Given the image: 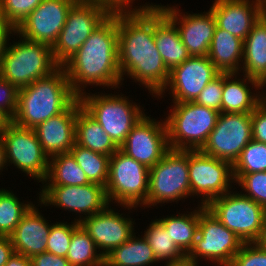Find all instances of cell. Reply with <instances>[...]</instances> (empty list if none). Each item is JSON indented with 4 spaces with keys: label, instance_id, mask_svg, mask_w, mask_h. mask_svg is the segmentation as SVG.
I'll return each instance as SVG.
<instances>
[{
    "label": "cell",
    "instance_id": "44",
    "mask_svg": "<svg viewBox=\"0 0 266 266\" xmlns=\"http://www.w3.org/2000/svg\"><path fill=\"white\" fill-rule=\"evenodd\" d=\"M30 261L31 266H71L66 257L57 256L47 251L33 255Z\"/></svg>",
    "mask_w": 266,
    "mask_h": 266
},
{
    "label": "cell",
    "instance_id": "2",
    "mask_svg": "<svg viewBox=\"0 0 266 266\" xmlns=\"http://www.w3.org/2000/svg\"><path fill=\"white\" fill-rule=\"evenodd\" d=\"M62 66L73 92L78 97L85 93L80 84L96 83L117 88L123 79L118 63L117 8L113 9Z\"/></svg>",
    "mask_w": 266,
    "mask_h": 266
},
{
    "label": "cell",
    "instance_id": "50",
    "mask_svg": "<svg viewBox=\"0 0 266 266\" xmlns=\"http://www.w3.org/2000/svg\"><path fill=\"white\" fill-rule=\"evenodd\" d=\"M5 163L7 162H6V157H5L4 142H3L2 135L0 134V170L4 168L3 166L6 165Z\"/></svg>",
    "mask_w": 266,
    "mask_h": 266
},
{
    "label": "cell",
    "instance_id": "3",
    "mask_svg": "<svg viewBox=\"0 0 266 266\" xmlns=\"http://www.w3.org/2000/svg\"><path fill=\"white\" fill-rule=\"evenodd\" d=\"M78 96L73 92L64 66L18 91V108L11 120L34 129L38 124L65 111Z\"/></svg>",
    "mask_w": 266,
    "mask_h": 266
},
{
    "label": "cell",
    "instance_id": "39",
    "mask_svg": "<svg viewBox=\"0 0 266 266\" xmlns=\"http://www.w3.org/2000/svg\"><path fill=\"white\" fill-rule=\"evenodd\" d=\"M78 224L79 221L77 219V222L75 220L71 225L66 223L58 224V222L51 225L46 251L57 256L66 257L70 247L72 233Z\"/></svg>",
    "mask_w": 266,
    "mask_h": 266
},
{
    "label": "cell",
    "instance_id": "29",
    "mask_svg": "<svg viewBox=\"0 0 266 266\" xmlns=\"http://www.w3.org/2000/svg\"><path fill=\"white\" fill-rule=\"evenodd\" d=\"M131 236L125 243L104 256V266H147L157 261L145 237Z\"/></svg>",
    "mask_w": 266,
    "mask_h": 266
},
{
    "label": "cell",
    "instance_id": "40",
    "mask_svg": "<svg viewBox=\"0 0 266 266\" xmlns=\"http://www.w3.org/2000/svg\"><path fill=\"white\" fill-rule=\"evenodd\" d=\"M224 86V73H220L209 82L194 101L199 105L222 112V93Z\"/></svg>",
    "mask_w": 266,
    "mask_h": 266
},
{
    "label": "cell",
    "instance_id": "15",
    "mask_svg": "<svg viewBox=\"0 0 266 266\" xmlns=\"http://www.w3.org/2000/svg\"><path fill=\"white\" fill-rule=\"evenodd\" d=\"M119 149L150 169L170 150L166 122L162 124L144 115Z\"/></svg>",
    "mask_w": 266,
    "mask_h": 266
},
{
    "label": "cell",
    "instance_id": "43",
    "mask_svg": "<svg viewBox=\"0 0 266 266\" xmlns=\"http://www.w3.org/2000/svg\"><path fill=\"white\" fill-rule=\"evenodd\" d=\"M260 97V104L252 112V139L266 143V96Z\"/></svg>",
    "mask_w": 266,
    "mask_h": 266
},
{
    "label": "cell",
    "instance_id": "10",
    "mask_svg": "<svg viewBox=\"0 0 266 266\" xmlns=\"http://www.w3.org/2000/svg\"><path fill=\"white\" fill-rule=\"evenodd\" d=\"M190 195L188 151L170 149L149 170L147 205Z\"/></svg>",
    "mask_w": 266,
    "mask_h": 266
},
{
    "label": "cell",
    "instance_id": "12",
    "mask_svg": "<svg viewBox=\"0 0 266 266\" xmlns=\"http://www.w3.org/2000/svg\"><path fill=\"white\" fill-rule=\"evenodd\" d=\"M251 120L252 113L221 112L200 151L233 165L241 151L252 140Z\"/></svg>",
    "mask_w": 266,
    "mask_h": 266
},
{
    "label": "cell",
    "instance_id": "14",
    "mask_svg": "<svg viewBox=\"0 0 266 266\" xmlns=\"http://www.w3.org/2000/svg\"><path fill=\"white\" fill-rule=\"evenodd\" d=\"M190 195H204L202 205L207 206L213 199L228 193L233 166L224 161L202 153L200 150L188 151ZM232 177V178H230Z\"/></svg>",
    "mask_w": 266,
    "mask_h": 266
},
{
    "label": "cell",
    "instance_id": "52",
    "mask_svg": "<svg viewBox=\"0 0 266 266\" xmlns=\"http://www.w3.org/2000/svg\"><path fill=\"white\" fill-rule=\"evenodd\" d=\"M10 122V120L2 114L0 111V134L4 131L5 126Z\"/></svg>",
    "mask_w": 266,
    "mask_h": 266
},
{
    "label": "cell",
    "instance_id": "30",
    "mask_svg": "<svg viewBox=\"0 0 266 266\" xmlns=\"http://www.w3.org/2000/svg\"><path fill=\"white\" fill-rule=\"evenodd\" d=\"M206 208L201 205L199 210L188 215H179L159 219L158 221L166 229L172 241L185 254L188 255L192 250L198 233L200 213ZM187 251V252H186Z\"/></svg>",
    "mask_w": 266,
    "mask_h": 266
},
{
    "label": "cell",
    "instance_id": "19",
    "mask_svg": "<svg viewBox=\"0 0 266 266\" xmlns=\"http://www.w3.org/2000/svg\"><path fill=\"white\" fill-rule=\"evenodd\" d=\"M107 206L103 211L79 219V224L95 242L97 248L105 250L106 256L112 249L125 243L133 235V224Z\"/></svg>",
    "mask_w": 266,
    "mask_h": 266
},
{
    "label": "cell",
    "instance_id": "48",
    "mask_svg": "<svg viewBox=\"0 0 266 266\" xmlns=\"http://www.w3.org/2000/svg\"><path fill=\"white\" fill-rule=\"evenodd\" d=\"M255 243L259 247L266 249V214H265V217L263 220V225L261 228L260 235H259L258 239L255 241Z\"/></svg>",
    "mask_w": 266,
    "mask_h": 266
},
{
    "label": "cell",
    "instance_id": "47",
    "mask_svg": "<svg viewBox=\"0 0 266 266\" xmlns=\"http://www.w3.org/2000/svg\"><path fill=\"white\" fill-rule=\"evenodd\" d=\"M5 266H31L30 257L14 252Z\"/></svg>",
    "mask_w": 266,
    "mask_h": 266
},
{
    "label": "cell",
    "instance_id": "4",
    "mask_svg": "<svg viewBox=\"0 0 266 266\" xmlns=\"http://www.w3.org/2000/svg\"><path fill=\"white\" fill-rule=\"evenodd\" d=\"M52 46L23 38L7 47L0 63V75L18 89L55 71Z\"/></svg>",
    "mask_w": 266,
    "mask_h": 266
},
{
    "label": "cell",
    "instance_id": "23",
    "mask_svg": "<svg viewBox=\"0 0 266 266\" xmlns=\"http://www.w3.org/2000/svg\"><path fill=\"white\" fill-rule=\"evenodd\" d=\"M34 206L21 218L10 235L14 252L30 258L46 251L51 229V225H48Z\"/></svg>",
    "mask_w": 266,
    "mask_h": 266
},
{
    "label": "cell",
    "instance_id": "49",
    "mask_svg": "<svg viewBox=\"0 0 266 266\" xmlns=\"http://www.w3.org/2000/svg\"><path fill=\"white\" fill-rule=\"evenodd\" d=\"M196 264H197L196 262L186 257L185 259L178 262H171V263L168 262L166 266H197Z\"/></svg>",
    "mask_w": 266,
    "mask_h": 266
},
{
    "label": "cell",
    "instance_id": "32",
    "mask_svg": "<svg viewBox=\"0 0 266 266\" xmlns=\"http://www.w3.org/2000/svg\"><path fill=\"white\" fill-rule=\"evenodd\" d=\"M97 246L89 234L78 224L70 242L66 259L71 266H104V255L97 254Z\"/></svg>",
    "mask_w": 266,
    "mask_h": 266
},
{
    "label": "cell",
    "instance_id": "33",
    "mask_svg": "<svg viewBox=\"0 0 266 266\" xmlns=\"http://www.w3.org/2000/svg\"><path fill=\"white\" fill-rule=\"evenodd\" d=\"M70 153L90 182L106 186L109 175L110 156L94 152L76 143L70 149Z\"/></svg>",
    "mask_w": 266,
    "mask_h": 266
},
{
    "label": "cell",
    "instance_id": "7",
    "mask_svg": "<svg viewBox=\"0 0 266 266\" xmlns=\"http://www.w3.org/2000/svg\"><path fill=\"white\" fill-rule=\"evenodd\" d=\"M149 168L118 149L110 156L109 175L105 186L108 201L133 208L138 203L147 206Z\"/></svg>",
    "mask_w": 266,
    "mask_h": 266
},
{
    "label": "cell",
    "instance_id": "20",
    "mask_svg": "<svg viewBox=\"0 0 266 266\" xmlns=\"http://www.w3.org/2000/svg\"><path fill=\"white\" fill-rule=\"evenodd\" d=\"M178 13L176 7L154 5L155 44L169 71L190 57L176 28Z\"/></svg>",
    "mask_w": 266,
    "mask_h": 266
},
{
    "label": "cell",
    "instance_id": "54",
    "mask_svg": "<svg viewBox=\"0 0 266 266\" xmlns=\"http://www.w3.org/2000/svg\"><path fill=\"white\" fill-rule=\"evenodd\" d=\"M256 4H258L263 10H266V0H256Z\"/></svg>",
    "mask_w": 266,
    "mask_h": 266
},
{
    "label": "cell",
    "instance_id": "1",
    "mask_svg": "<svg viewBox=\"0 0 266 266\" xmlns=\"http://www.w3.org/2000/svg\"><path fill=\"white\" fill-rule=\"evenodd\" d=\"M117 8L118 63L121 78L127 72L159 96L166 89L170 71L156 48L154 6L132 11Z\"/></svg>",
    "mask_w": 266,
    "mask_h": 266
},
{
    "label": "cell",
    "instance_id": "31",
    "mask_svg": "<svg viewBox=\"0 0 266 266\" xmlns=\"http://www.w3.org/2000/svg\"><path fill=\"white\" fill-rule=\"evenodd\" d=\"M50 159L52 161L49 162L45 178V183L48 179L51 182L48 186H78L91 183L70 152L57 154Z\"/></svg>",
    "mask_w": 266,
    "mask_h": 266
},
{
    "label": "cell",
    "instance_id": "16",
    "mask_svg": "<svg viewBox=\"0 0 266 266\" xmlns=\"http://www.w3.org/2000/svg\"><path fill=\"white\" fill-rule=\"evenodd\" d=\"M73 0H43L15 28L21 37L53 46L64 27Z\"/></svg>",
    "mask_w": 266,
    "mask_h": 266
},
{
    "label": "cell",
    "instance_id": "45",
    "mask_svg": "<svg viewBox=\"0 0 266 266\" xmlns=\"http://www.w3.org/2000/svg\"><path fill=\"white\" fill-rule=\"evenodd\" d=\"M14 254V247L10 236H0V266H5Z\"/></svg>",
    "mask_w": 266,
    "mask_h": 266
},
{
    "label": "cell",
    "instance_id": "5",
    "mask_svg": "<svg viewBox=\"0 0 266 266\" xmlns=\"http://www.w3.org/2000/svg\"><path fill=\"white\" fill-rule=\"evenodd\" d=\"M220 112L194 101L175 103L166 118L170 149L197 151L205 145Z\"/></svg>",
    "mask_w": 266,
    "mask_h": 266
},
{
    "label": "cell",
    "instance_id": "17",
    "mask_svg": "<svg viewBox=\"0 0 266 266\" xmlns=\"http://www.w3.org/2000/svg\"><path fill=\"white\" fill-rule=\"evenodd\" d=\"M39 195L44 205L50 203L72 212L86 213L88 217L109 205L105 186L92 182L78 186H45Z\"/></svg>",
    "mask_w": 266,
    "mask_h": 266
},
{
    "label": "cell",
    "instance_id": "11",
    "mask_svg": "<svg viewBox=\"0 0 266 266\" xmlns=\"http://www.w3.org/2000/svg\"><path fill=\"white\" fill-rule=\"evenodd\" d=\"M243 244L233 231L205 208L200 213L194 246L186 257L197 263V257L204 256L221 266H228Z\"/></svg>",
    "mask_w": 266,
    "mask_h": 266
},
{
    "label": "cell",
    "instance_id": "34",
    "mask_svg": "<svg viewBox=\"0 0 266 266\" xmlns=\"http://www.w3.org/2000/svg\"><path fill=\"white\" fill-rule=\"evenodd\" d=\"M144 234L145 239L153 250L157 262L169 259L167 263H171L186 258V255L177 247L174 241H172L171 236L158 219L150 224L149 229H147Z\"/></svg>",
    "mask_w": 266,
    "mask_h": 266
},
{
    "label": "cell",
    "instance_id": "51",
    "mask_svg": "<svg viewBox=\"0 0 266 266\" xmlns=\"http://www.w3.org/2000/svg\"><path fill=\"white\" fill-rule=\"evenodd\" d=\"M114 8H125L128 7L133 0H107Z\"/></svg>",
    "mask_w": 266,
    "mask_h": 266
},
{
    "label": "cell",
    "instance_id": "38",
    "mask_svg": "<svg viewBox=\"0 0 266 266\" xmlns=\"http://www.w3.org/2000/svg\"><path fill=\"white\" fill-rule=\"evenodd\" d=\"M234 180L247 191L245 197L261 205L266 210V171L248 174H233Z\"/></svg>",
    "mask_w": 266,
    "mask_h": 266
},
{
    "label": "cell",
    "instance_id": "24",
    "mask_svg": "<svg viewBox=\"0 0 266 266\" xmlns=\"http://www.w3.org/2000/svg\"><path fill=\"white\" fill-rule=\"evenodd\" d=\"M176 28L179 31L182 43L190 56H207L214 31L216 20L210 10L206 14L183 15Z\"/></svg>",
    "mask_w": 266,
    "mask_h": 266
},
{
    "label": "cell",
    "instance_id": "25",
    "mask_svg": "<svg viewBox=\"0 0 266 266\" xmlns=\"http://www.w3.org/2000/svg\"><path fill=\"white\" fill-rule=\"evenodd\" d=\"M243 47L244 40L216 26L207 56L220 73L236 74Z\"/></svg>",
    "mask_w": 266,
    "mask_h": 266
},
{
    "label": "cell",
    "instance_id": "22",
    "mask_svg": "<svg viewBox=\"0 0 266 266\" xmlns=\"http://www.w3.org/2000/svg\"><path fill=\"white\" fill-rule=\"evenodd\" d=\"M252 2L250 4L249 0H215L210 10L214 14L216 26L245 40L254 23L264 13L258 4Z\"/></svg>",
    "mask_w": 266,
    "mask_h": 266
},
{
    "label": "cell",
    "instance_id": "13",
    "mask_svg": "<svg viewBox=\"0 0 266 266\" xmlns=\"http://www.w3.org/2000/svg\"><path fill=\"white\" fill-rule=\"evenodd\" d=\"M6 162L13 163L18 169L45 181L48 173L49 158L44 152L33 129L23 128L10 121L1 133Z\"/></svg>",
    "mask_w": 266,
    "mask_h": 266
},
{
    "label": "cell",
    "instance_id": "46",
    "mask_svg": "<svg viewBox=\"0 0 266 266\" xmlns=\"http://www.w3.org/2000/svg\"><path fill=\"white\" fill-rule=\"evenodd\" d=\"M12 31L15 33V28L11 26L8 22H5L0 17V63L1 59L7 49V38L8 35L12 33Z\"/></svg>",
    "mask_w": 266,
    "mask_h": 266
},
{
    "label": "cell",
    "instance_id": "26",
    "mask_svg": "<svg viewBox=\"0 0 266 266\" xmlns=\"http://www.w3.org/2000/svg\"><path fill=\"white\" fill-rule=\"evenodd\" d=\"M243 70L245 76L260 80L266 73V14L254 23L252 30L244 40Z\"/></svg>",
    "mask_w": 266,
    "mask_h": 266
},
{
    "label": "cell",
    "instance_id": "18",
    "mask_svg": "<svg viewBox=\"0 0 266 266\" xmlns=\"http://www.w3.org/2000/svg\"><path fill=\"white\" fill-rule=\"evenodd\" d=\"M219 74L208 56H190L170 71L166 88L170 86L174 103L195 101Z\"/></svg>",
    "mask_w": 266,
    "mask_h": 266
},
{
    "label": "cell",
    "instance_id": "41",
    "mask_svg": "<svg viewBox=\"0 0 266 266\" xmlns=\"http://www.w3.org/2000/svg\"><path fill=\"white\" fill-rule=\"evenodd\" d=\"M228 266H266V249L255 242L244 243Z\"/></svg>",
    "mask_w": 266,
    "mask_h": 266
},
{
    "label": "cell",
    "instance_id": "55",
    "mask_svg": "<svg viewBox=\"0 0 266 266\" xmlns=\"http://www.w3.org/2000/svg\"><path fill=\"white\" fill-rule=\"evenodd\" d=\"M74 2H108L107 0H73Z\"/></svg>",
    "mask_w": 266,
    "mask_h": 266
},
{
    "label": "cell",
    "instance_id": "6",
    "mask_svg": "<svg viewBox=\"0 0 266 266\" xmlns=\"http://www.w3.org/2000/svg\"><path fill=\"white\" fill-rule=\"evenodd\" d=\"M109 2H76L52 46L54 60L62 66L93 31L113 12Z\"/></svg>",
    "mask_w": 266,
    "mask_h": 266
},
{
    "label": "cell",
    "instance_id": "28",
    "mask_svg": "<svg viewBox=\"0 0 266 266\" xmlns=\"http://www.w3.org/2000/svg\"><path fill=\"white\" fill-rule=\"evenodd\" d=\"M235 74L224 73V86L222 93V112L223 113H252L260 104V95L252 96L247 84V80L258 90V81L244 76V81L231 80ZM229 80V81H228Z\"/></svg>",
    "mask_w": 266,
    "mask_h": 266
},
{
    "label": "cell",
    "instance_id": "21",
    "mask_svg": "<svg viewBox=\"0 0 266 266\" xmlns=\"http://www.w3.org/2000/svg\"><path fill=\"white\" fill-rule=\"evenodd\" d=\"M82 107L79 97L62 113L38 124L33 130L48 157L68 153L75 144V122Z\"/></svg>",
    "mask_w": 266,
    "mask_h": 266
},
{
    "label": "cell",
    "instance_id": "35",
    "mask_svg": "<svg viewBox=\"0 0 266 266\" xmlns=\"http://www.w3.org/2000/svg\"><path fill=\"white\" fill-rule=\"evenodd\" d=\"M22 204L12 192L0 190V236H10L33 206L31 203Z\"/></svg>",
    "mask_w": 266,
    "mask_h": 266
},
{
    "label": "cell",
    "instance_id": "36",
    "mask_svg": "<svg viewBox=\"0 0 266 266\" xmlns=\"http://www.w3.org/2000/svg\"><path fill=\"white\" fill-rule=\"evenodd\" d=\"M233 174L266 171V143L251 140L234 162Z\"/></svg>",
    "mask_w": 266,
    "mask_h": 266
},
{
    "label": "cell",
    "instance_id": "8",
    "mask_svg": "<svg viewBox=\"0 0 266 266\" xmlns=\"http://www.w3.org/2000/svg\"><path fill=\"white\" fill-rule=\"evenodd\" d=\"M82 107L102 126L113 142L120 147L132 128L145 115L135 104L120 95L79 97Z\"/></svg>",
    "mask_w": 266,
    "mask_h": 266
},
{
    "label": "cell",
    "instance_id": "53",
    "mask_svg": "<svg viewBox=\"0 0 266 266\" xmlns=\"http://www.w3.org/2000/svg\"><path fill=\"white\" fill-rule=\"evenodd\" d=\"M266 84V73L258 80V88H262Z\"/></svg>",
    "mask_w": 266,
    "mask_h": 266
},
{
    "label": "cell",
    "instance_id": "42",
    "mask_svg": "<svg viewBox=\"0 0 266 266\" xmlns=\"http://www.w3.org/2000/svg\"><path fill=\"white\" fill-rule=\"evenodd\" d=\"M19 89L0 75V111L10 121L15 117L18 108Z\"/></svg>",
    "mask_w": 266,
    "mask_h": 266
},
{
    "label": "cell",
    "instance_id": "27",
    "mask_svg": "<svg viewBox=\"0 0 266 266\" xmlns=\"http://www.w3.org/2000/svg\"><path fill=\"white\" fill-rule=\"evenodd\" d=\"M75 143L107 156H111L119 149L102 126L83 107L77 112Z\"/></svg>",
    "mask_w": 266,
    "mask_h": 266
},
{
    "label": "cell",
    "instance_id": "37",
    "mask_svg": "<svg viewBox=\"0 0 266 266\" xmlns=\"http://www.w3.org/2000/svg\"><path fill=\"white\" fill-rule=\"evenodd\" d=\"M43 0H0V17L16 28Z\"/></svg>",
    "mask_w": 266,
    "mask_h": 266
},
{
    "label": "cell",
    "instance_id": "9",
    "mask_svg": "<svg viewBox=\"0 0 266 266\" xmlns=\"http://www.w3.org/2000/svg\"><path fill=\"white\" fill-rule=\"evenodd\" d=\"M206 208L244 243L258 239L266 210L251 198L229 192L213 199Z\"/></svg>",
    "mask_w": 266,
    "mask_h": 266
}]
</instances>
